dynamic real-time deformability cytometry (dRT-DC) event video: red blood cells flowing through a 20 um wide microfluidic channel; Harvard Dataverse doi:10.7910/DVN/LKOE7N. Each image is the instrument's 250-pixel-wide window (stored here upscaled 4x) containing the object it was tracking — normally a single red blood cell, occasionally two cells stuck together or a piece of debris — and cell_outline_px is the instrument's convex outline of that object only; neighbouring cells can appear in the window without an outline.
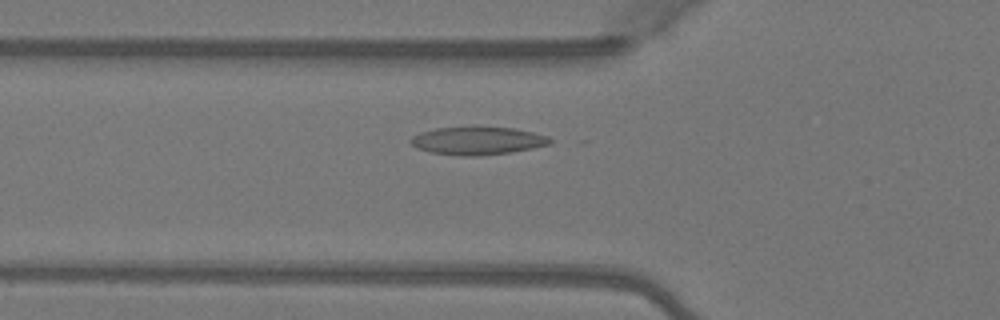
{"species": "Egyptian fruit bat (a non-hibernating species)", "species_latin": "Rousettus aegyptiacus", "temperature_condition": "warm", "stored_images_in_passage": 46, "camera_frame_rate_fps": 3000, "um_per_image_px": 0.085, "animal": {"sex": "female"}, "frame": {"image": 1, "passage_image": 14, "time_ms": 4.333, "image_size_px": [1000, 320], "cell_outline_px": [[552, 144], [512, 152], [480, 156], [460, 156], [428, 152], [416, 148], [408, 140], [412, 136], [420, 132], [436, 128], [472, 124], [476, 124], [516, 128], [548, 136], [552, 140]], "centroid_in_image_um": [40.57, 11.92], "position_along_channel_um": 85.2, "area_um2": 23.81}}
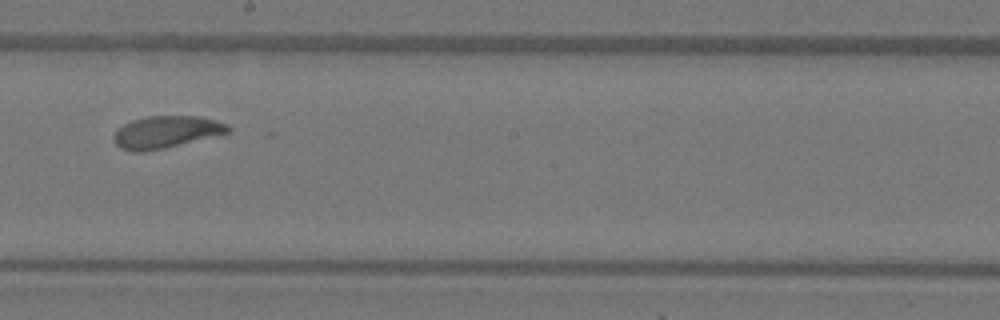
{"frame": {"image": 2, "passage_image": 25, "time_ms": 8.0, "image_size_px": [1000, 320], "cell_outline_px": [[232, 132], [164, 148], [144, 152], [132, 152], [120, 148], [112, 140], [112, 136], [116, 128], [132, 120], [144, 116], [200, 116], [216, 120], [228, 124], [232, 128]], "centroid_in_image_um": [14.1, 11.22], "position_along_channel_um": 234.1, "area_um2": 21.79}}
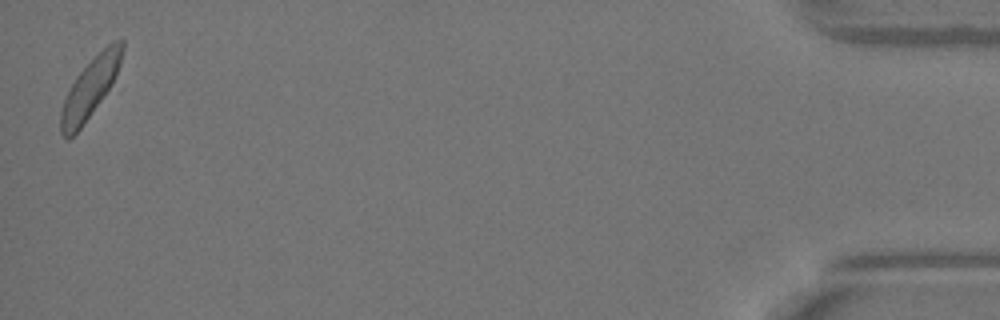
{"frame": {"image": 3, "passage_image": 46, "time_ms": 15.0, "image_size_px": [1000, 320], "cell_outline_px": [[124, 48], [120, 64], [112, 84], [80, 128], [68, 140], [60, 132], [60, 112], [64, 100], [76, 76], [112, 40], [124, 40]], "centroid_in_image_um": [7.66, 7.48], "position_along_channel_um": 427.5, "area_um2": 20.63}, "authors_computed_cell_mechanics": {"area_um2": 21.6172, "velocity_mm_per_s": 4.05, "shape_relaxation_time_tau1_ms": 2.1257, "shape_relaxation_time_tau2_ms": 3.5519, "deformation_change_tau1": 0.0937, "deformation_change_tau2": 0.1028}}